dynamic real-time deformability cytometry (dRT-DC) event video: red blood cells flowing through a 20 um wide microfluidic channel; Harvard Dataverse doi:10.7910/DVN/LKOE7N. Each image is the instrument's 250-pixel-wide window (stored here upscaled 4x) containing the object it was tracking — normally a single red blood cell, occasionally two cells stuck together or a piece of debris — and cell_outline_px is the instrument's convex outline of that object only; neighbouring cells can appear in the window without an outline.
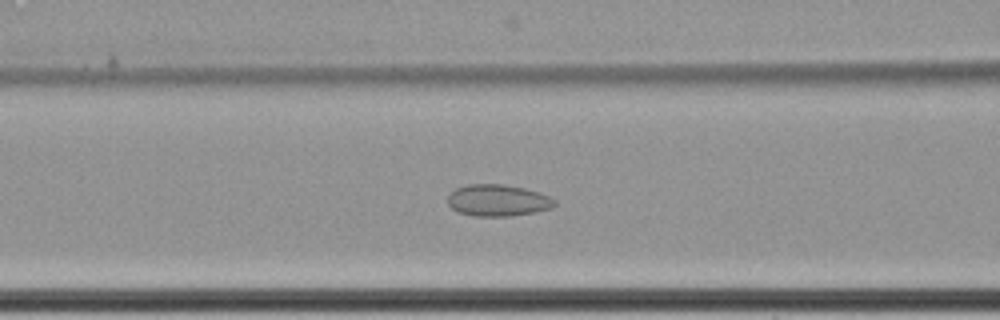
{"species": "common noctule bat (a hibernating species)", "species_latin": "Nyctalus noctula", "temperature_condition": "cold", "stored_images_in_passage": 55, "camera_frame_rate_fps": 3000, "um_per_image_px": 0.085, "animal": {"sex": "female", "body_mass_g": 22.7, "forearm_length_mm": 54.2}, "frame": {"image": 1, "passage_image": 31, "time_ms": 10.0, "image_size_px": [1000, 320], "cell_outline_px": [[556, 204], [552, 208], [536, 212], [512, 216], [472, 216], [456, 212], [448, 204], [448, 196], [456, 188], [468, 184], [500, 184], [524, 188], [540, 192], [556, 200]], "centroid_in_image_um": [42.32, 17.04], "position_along_channel_um": 124.3, "area_um2": 19.88}}
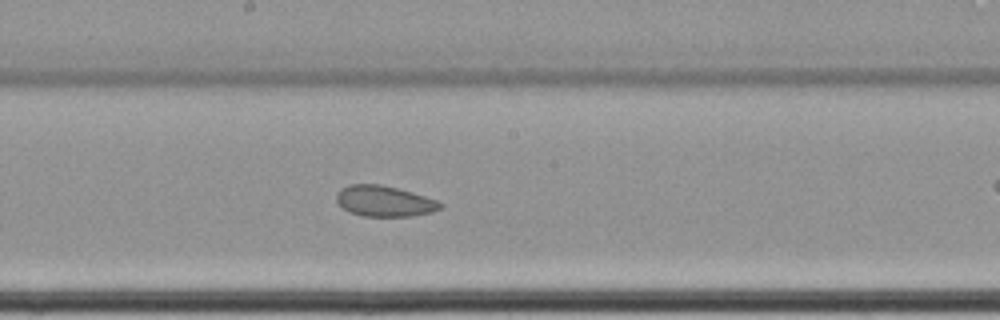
{"frame": {"image": 2, "passage_image": 39, "time_ms": 12.667, "image_size_px": [1000, 320], "cell_outline_px": [[444, 208], [432, 212], [412, 216], [364, 216], [348, 212], [336, 200], [336, 192], [340, 188], [348, 184], [380, 184], [412, 192], [436, 200], [444, 204]], "centroid_in_image_um": [32.67, 17.09], "position_along_channel_um": 215.5, "area_um2": 18.73}}
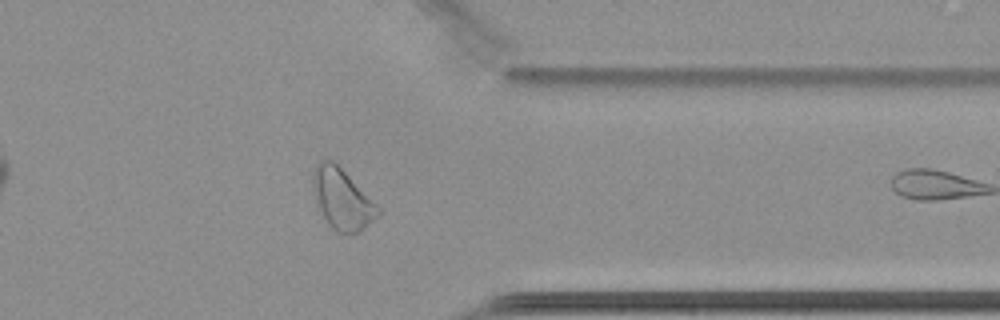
{"frame": {"image": 3, "passage_image": 54, "time_ms": 17.667, "image_size_px": [1000, 320], "cell_outline_px": [[380, 212], [360, 232], [340, 232], [332, 228], [316, 204], [312, 176], [316, 164], [320, 160], [332, 160], [380, 208]], "centroid_in_image_um": [29.05, 16.91], "position_along_channel_um": 382.3, "area_um2": 22.08}}